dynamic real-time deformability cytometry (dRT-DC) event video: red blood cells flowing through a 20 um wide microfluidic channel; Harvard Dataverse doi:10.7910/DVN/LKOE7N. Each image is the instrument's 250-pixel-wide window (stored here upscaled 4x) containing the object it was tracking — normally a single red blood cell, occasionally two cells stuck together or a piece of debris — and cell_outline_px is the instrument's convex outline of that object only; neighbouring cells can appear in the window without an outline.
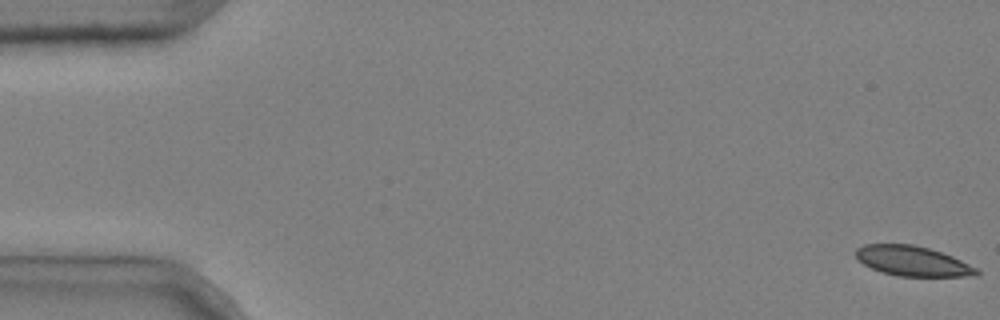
{"species": "common noctule bat (a hibernating species)", "species_latin": "Nyctalus noctula", "temperature_condition": "cold", "stored_images_in_passage": 5, "camera_frame_rate_fps": 3000, "um_per_image_px": 0.085, "animal": {"sex": "male", "body_mass_g": 20.4}, "frame": {"image": 1, "passage_image": 1, "time_ms": 0.0, "image_size_px": [1000, 320], "cell_outline_px": [[980, 272], [976, 276], [896, 276], [880, 272], [864, 264], [856, 256], [856, 248], [864, 244], [912, 244], [928, 248], [952, 256], [976, 268]], "centroid_in_image_um": [77.55, 22.19], "position_along_channel_um": 7.5, "area_um2": 20.92}}
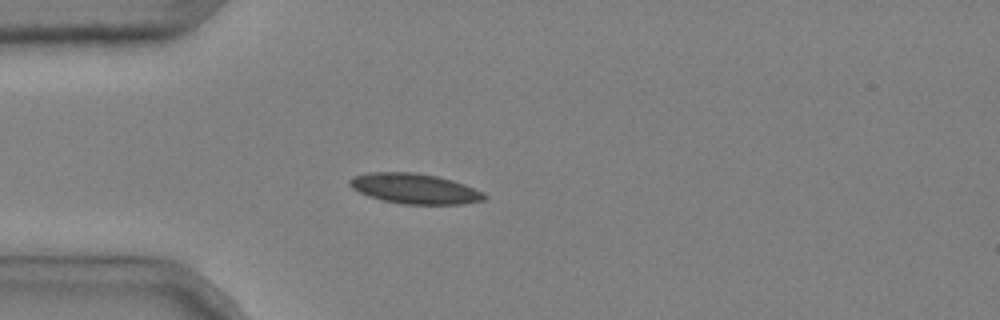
{"frame": {"image": 2, "passage_image": 5, "time_ms": 1.333, "image_size_px": [1000, 320], "cell_outline_px": [[488, 196], [484, 200], [460, 204], [400, 204], [368, 196], [352, 188], [348, 184], [348, 180], [352, 176], [368, 172], [416, 172], [436, 176], [452, 180], [464, 184], [484, 192]], "centroid_in_image_um": [35.23, 16.03], "position_along_channel_um": 49.8, "area_um2": 23.81}}